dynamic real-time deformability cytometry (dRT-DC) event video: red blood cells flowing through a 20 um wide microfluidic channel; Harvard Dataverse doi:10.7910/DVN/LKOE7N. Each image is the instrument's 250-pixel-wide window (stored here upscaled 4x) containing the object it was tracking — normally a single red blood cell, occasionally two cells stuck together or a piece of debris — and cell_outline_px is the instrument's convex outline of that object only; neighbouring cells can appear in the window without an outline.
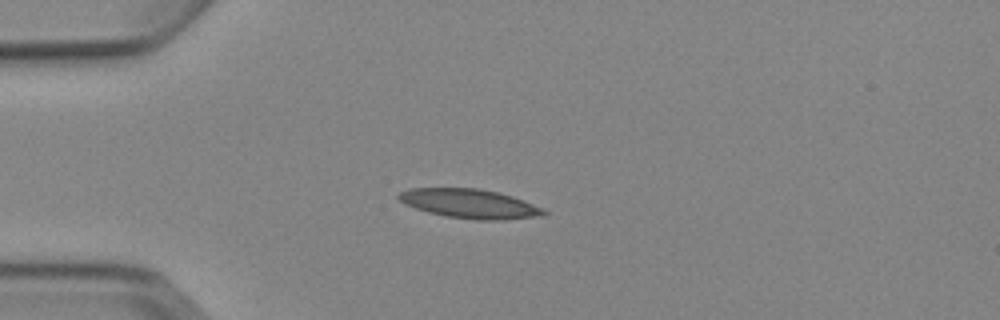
{"species": "Egyptian fruit bat (a non-hibernating species)", "species_latin": "Rousettus aegyptiacus", "temperature_condition": "cold", "stored_images_in_passage": 4, "camera_frame_rate_fps": 3000, "um_per_image_px": 0.085, "animal": {"sex": "female"}, "frame": {"image": 1, "passage_image": 2, "time_ms": 1.333, "image_size_px": [1000, 320], "cell_outline_px": [[548, 212], [544, 216], [504, 220], [476, 220], [448, 216], [428, 212], [404, 204], [396, 196], [400, 192], [408, 188], [480, 188], [512, 196], [524, 200], [544, 208]], "centroid_in_image_um": [39.96, 17.31], "position_along_channel_um": 45.0, "area_um2": 24.85}}
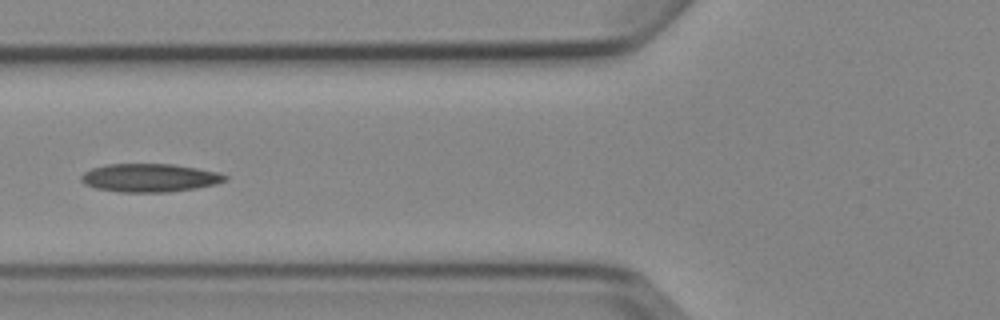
{"frame": {"image": 2, "passage_image": 4, "time_ms": 3.667, "image_size_px": [1000, 320], "cell_outline_px": [[228, 180], [216, 184], [196, 188], [168, 192], [120, 192], [96, 188], [84, 184], [80, 180], [80, 176], [84, 172], [92, 168], [108, 164], [172, 164], [220, 172], [228, 176]], "centroid_in_image_um": [12.73, 15.11], "position_along_channel_um": 113.1, "area_um2": 23.81}}